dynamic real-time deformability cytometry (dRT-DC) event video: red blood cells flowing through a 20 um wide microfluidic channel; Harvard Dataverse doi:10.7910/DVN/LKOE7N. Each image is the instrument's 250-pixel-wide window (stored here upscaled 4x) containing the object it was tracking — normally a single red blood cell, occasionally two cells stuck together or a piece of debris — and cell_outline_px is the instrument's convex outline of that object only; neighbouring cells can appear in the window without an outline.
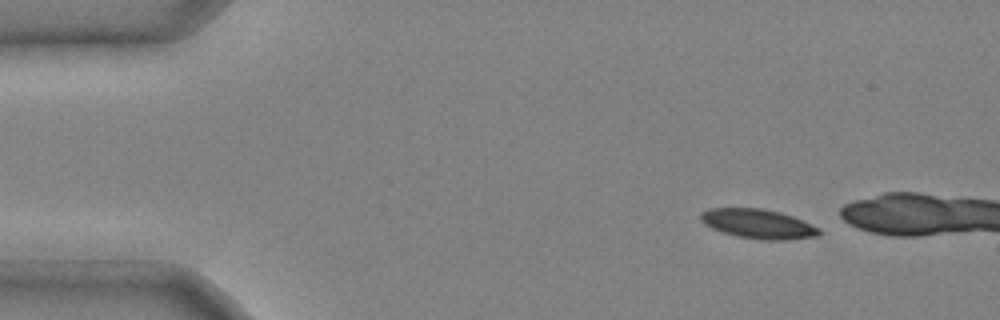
{"species": "common noctule bat (a hibernating species)", "species_latin": "Nyctalus noctula", "temperature_condition": "cold", "stored_images_in_passage": 3, "camera_frame_rate_fps": 3000, "um_per_image_px": 0.085, "animal": {"sex": "male", "body_mass_g": 20.4}, "frame": {"image": 1, "passage_image": 1, "time_ms": 0.0, "image_size_px": [1000, 320], "cell_outline_px": [[820, 236], [788, 240], [760, 240], [736, 236], [712, 228], [704, 224], [700, 220], [700, 212], [708, 208], [760, 208], [780, 212], [792, 216], [820, 228]], "centroid_in_image_um": [64.44, 19.03], "position_along_channel_um": 20.6, "area_um2": 20.46}}